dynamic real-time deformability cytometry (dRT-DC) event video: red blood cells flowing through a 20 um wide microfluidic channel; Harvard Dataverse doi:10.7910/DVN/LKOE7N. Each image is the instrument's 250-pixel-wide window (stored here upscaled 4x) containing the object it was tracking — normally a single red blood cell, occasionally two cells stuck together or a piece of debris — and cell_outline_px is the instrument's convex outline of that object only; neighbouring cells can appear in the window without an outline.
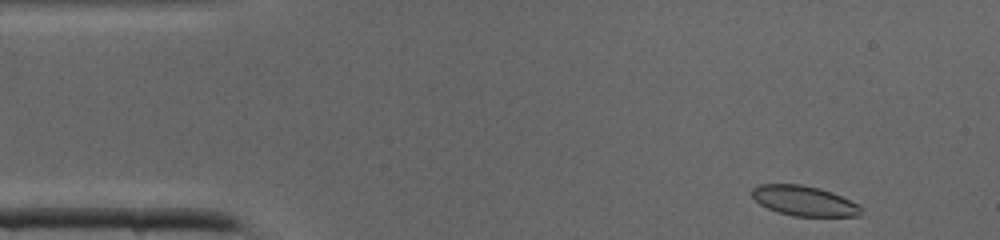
{"species": "common noctule bat (a hibernating species)", "species_latin": "Nyctalus noctula", "temperature_condition": "cold", "stored_images_in_passage": 39, "camera_frame_rate_fps": 3000, "um_per_image_px": 0.085, "animal": {"sex": "male", "body_mass_g": 19.0, "forearm_length_mm": 50.8}, "frame": {"image": 1, "passage_image": 1, "time_ms": 0.0, "image_size_px": [1000, 240], "cell_outline_px": [[864, 208], [860, 216], [792, 216], [768, 208], [760, 204], [752, 196], [752, 188], [760, 184], [800, 184], [820, 188], [832, 192], [860, 204]], "centroid_in_image_um": [68.4, 17.07], "position_along_channel_um": 16.6, "area_um2": 19.19}}
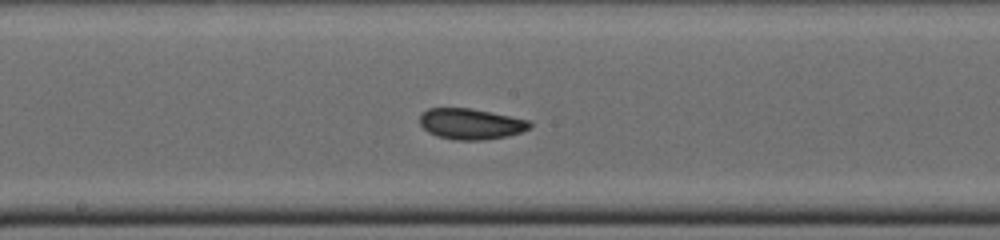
{"frame": {"image": 2, "passage_image": 18, "time_ms": 5.667, "image_size_px": [1000, 240], "cell_outline_px": [[532, 128], [508, 136], [484, 140], [452, 140], [436, 136], [428, 132], [420, 124], [420, 116], [428, 108], [472, 108], [528, 120], [532, 124]], "centroid_in_image_um": [40.02, 10.54], "position_along_channel_um": 208.2, "area_um2": 19.83}}
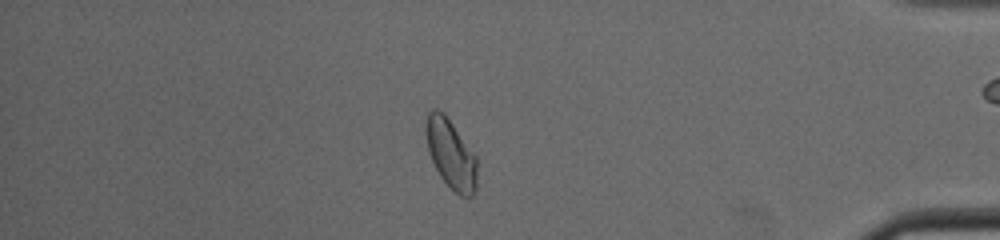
{"frame": {"image": 3, "passage_image": 32, "time_ms": 10.333, "image_size_px": [1000, 240], "cell_outline_px": [[476, 188], [472, 196], [468, 200], [460, 196], [440, 176], [428, 152], [424, 132], [428, 112], [432, 108], [436, 108], [444, 112], [476, 156]], "centroid_in_image_um": [38.31, 13.07], "position_along_channel_um": 396.9, "area_um2": 20.75}}